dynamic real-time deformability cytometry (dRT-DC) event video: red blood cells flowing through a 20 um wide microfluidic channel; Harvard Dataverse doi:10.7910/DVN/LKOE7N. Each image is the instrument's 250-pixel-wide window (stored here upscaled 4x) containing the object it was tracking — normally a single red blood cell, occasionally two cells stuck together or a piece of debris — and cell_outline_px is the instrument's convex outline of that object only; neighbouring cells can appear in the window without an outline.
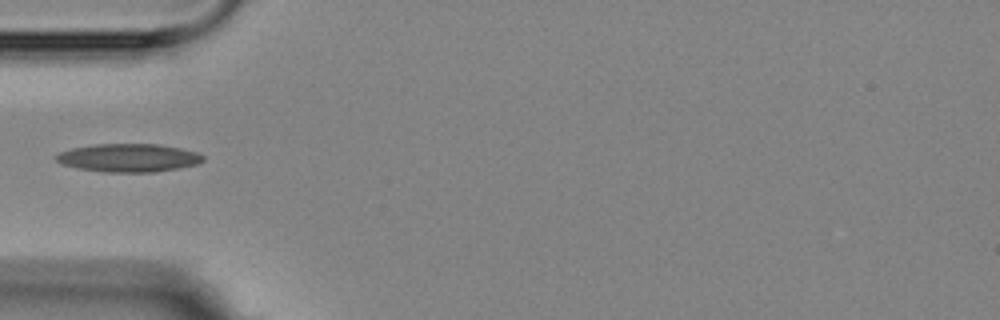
{"species": "Egyptian fruit bat (a non-hibernating species)", "species_latin": "Rousettus aegyptiacus", "temperature_condition": "room temperature", "stored_images_in_passage": 1, "camera_frame_rate_fps": 3000, "um_per_image_px": 0.085, "animal": {"sex": "female"}, "frame": {"image": 1, "passage_image": 1, "time_ms": 0.0, "image_size_px": [1000, 320], "cell_outline_px": [[204, 160], [196, 164], [156, 172], [104, 172], [80, 168], [64, 164], [56, 160], [56, 156], [60, 152], [72, 148], [92, 144], [160, 144], [200, 152], [204, 156]], "centroid_in_image_um": [10.97, 13.4], "position_along_channel_um": 74.0, "area_um2": 24.04}}